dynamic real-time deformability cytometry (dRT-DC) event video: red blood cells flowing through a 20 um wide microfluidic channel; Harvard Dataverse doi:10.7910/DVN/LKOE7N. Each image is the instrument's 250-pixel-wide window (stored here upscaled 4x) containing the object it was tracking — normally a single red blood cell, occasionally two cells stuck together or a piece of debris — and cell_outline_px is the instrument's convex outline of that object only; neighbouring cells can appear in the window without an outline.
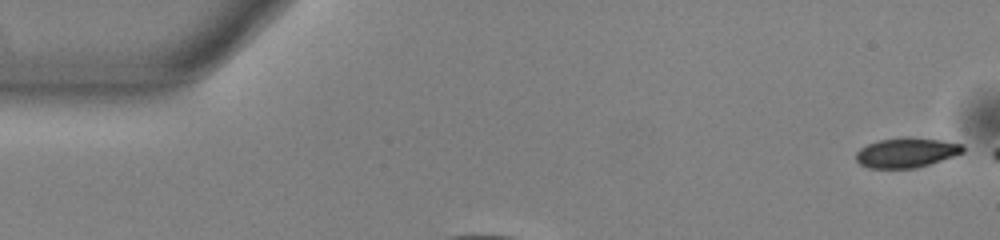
{"species": "common noctule bat (a hibernating species)", "species_latin": "Nyctalus noctula", "temperature_condition": "warm", "stored_images_in_passage": 20, "camera_frame_rate_fps": 3000, "um_per_image_px": 0.085, "animal": {"sex": "male", "body_mass_g": 13.0, "forearm_length_mm": 53.1}, "frame": {"image": 1, "passage_image": 1, "time_ms": 0.0, "image_size_px": [1000, 240], "cell_outline_px": [[964, 152], [916, 168], [868, 168], [860, 164], [856, 160], [856, 152], [860, 148], [868, 144], [880, 140], [900, 136], [908, 136], [940, 140], [964, 144]], "centroid_in_image_um": [77.02, 12.95], "position_along_channel_um": 8.0, "area_um2": 18.61}}
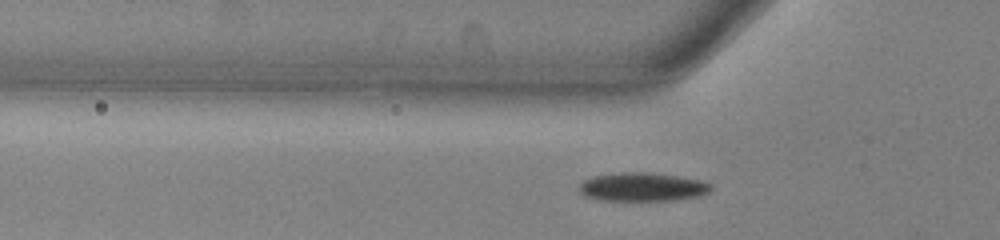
{"frame": {"image": 2, "passage_image": 17, "time_ms": 5.333, "image_size_px": [1000, 240], "cell_outline_px": [[712, 188], [708, 192], [700, 196], [672, 200], [596, 200], [584, 196], [580, 192], [580, 184], [584, 180], [592, 176], [620, 172], [648, 172], [676, 176], [700, 180], [712, 184]], "centroid_in_image_um": [54.58, 15.89], "position_along_channel_um": 71.2, "area_um2": 21.96}}